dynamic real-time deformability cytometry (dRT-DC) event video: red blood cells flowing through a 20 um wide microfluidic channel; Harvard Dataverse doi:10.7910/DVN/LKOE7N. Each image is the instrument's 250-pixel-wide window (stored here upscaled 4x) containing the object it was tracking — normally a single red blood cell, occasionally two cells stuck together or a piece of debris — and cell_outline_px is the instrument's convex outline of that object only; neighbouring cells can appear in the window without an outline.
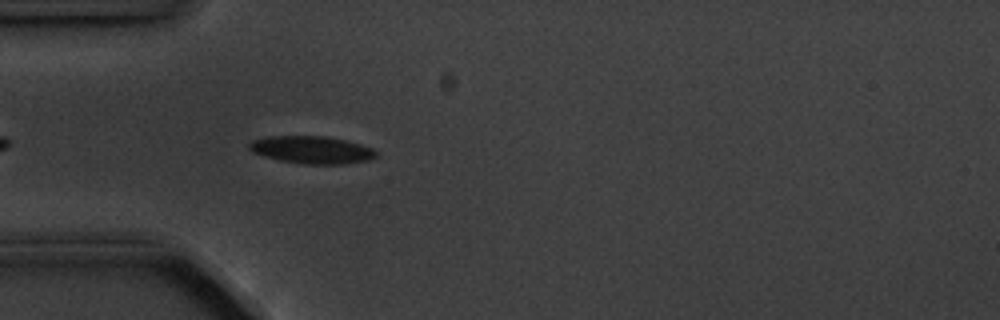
{"species": "common noctule bat (a hibernating species)", "species_latin": "Nyctalus noctula", "temperature_condition": "cold", "stored_images_in_passage": 5, "camera_frame_rate_fps": 3000, "um_per_image_px": 0.085, "animal": {"sex": "male", "body_mass_g": 20.1, "forearm_length_mm": 53.5}, "frame": {"image": 1, "passage_image": 5, "time_ms": 4.667, "image_size_px": [1000, 320], "cell_outline_px": [[376, 156], [368, 160], [344, 164], [304, 164], [280, 160], [264, 156], [252, 152], [248, 148], [248, 144], [252, 140], [268, 136], [324, 136], [344, 140], [360, 144], [372, 148], [376, 152]], "centroid_in_image_um": [26.46, 12.73], "position_along_channel_um": 58.5, "area_um2": 20.23}}